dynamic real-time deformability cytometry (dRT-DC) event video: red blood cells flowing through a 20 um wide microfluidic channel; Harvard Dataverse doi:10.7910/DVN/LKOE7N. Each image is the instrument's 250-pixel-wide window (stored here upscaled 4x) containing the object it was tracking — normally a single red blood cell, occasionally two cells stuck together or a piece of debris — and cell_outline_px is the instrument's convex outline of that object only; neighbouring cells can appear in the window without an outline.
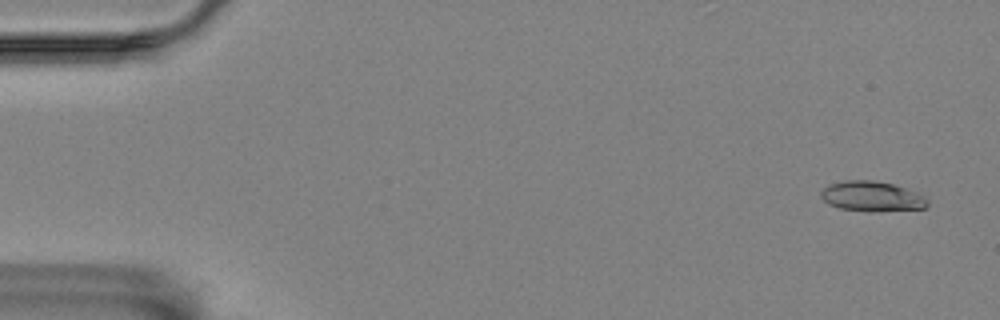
{"species": "Egyptian fruit bat (a non-hibernating species)", "species_latin": "Rousettus aegyptiacus", "temperature_condition": "room temperature", "stored_images_in_passage": 5, "camera_frame_rate_fps": 3000, "um_per_image_px": 0.085, "animal": {"sex": "female"}, "frame": {"image": 1, "passage_image": 1, "time_ms": 0.0, "image_size_px": [1000, 320], "cell_outline_px": [[928, 204], [924, 208], [872, 212], [868, 212], [840, 208], [828, 204], [820, 196], [820, 192], [828, 184], [844, 180], [872, 180], [892, 184], [904, 188], [924, 196], [928, 200]], "centroid_in_image_um": [74.07, 16.69], "position_along_channel_um": 10.9, "area_um2": 18.67}}
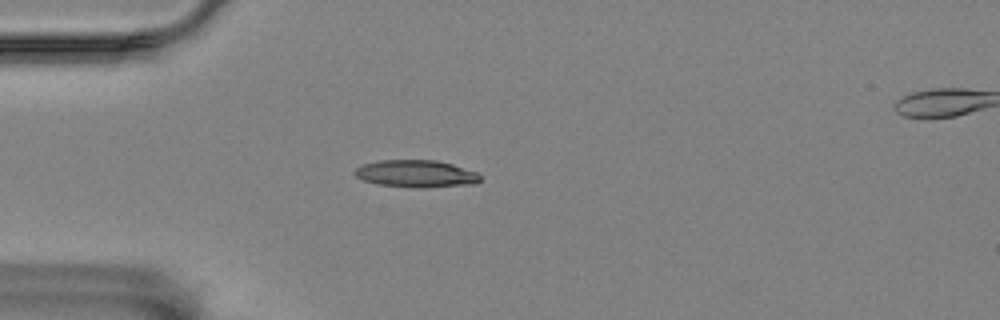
{"frame": {"image": 2, "passage_image": 4, "time_ms": 4.333, "image_size_px": [1000, 320], "cell_outline_px": [[480, 180], [476, 184], [424, 188], [420, 188], [380, 184], [364, 180], [356, 176], [352, 172], [356, 168], [364, 164], [380, 160], [436, 160], [452, 164], [476, 172], [480, 176]], "centroid_in_image_um": [35.38, 14.77], "position_along_channel_um": 49.6, "area_um2": 19.83}}